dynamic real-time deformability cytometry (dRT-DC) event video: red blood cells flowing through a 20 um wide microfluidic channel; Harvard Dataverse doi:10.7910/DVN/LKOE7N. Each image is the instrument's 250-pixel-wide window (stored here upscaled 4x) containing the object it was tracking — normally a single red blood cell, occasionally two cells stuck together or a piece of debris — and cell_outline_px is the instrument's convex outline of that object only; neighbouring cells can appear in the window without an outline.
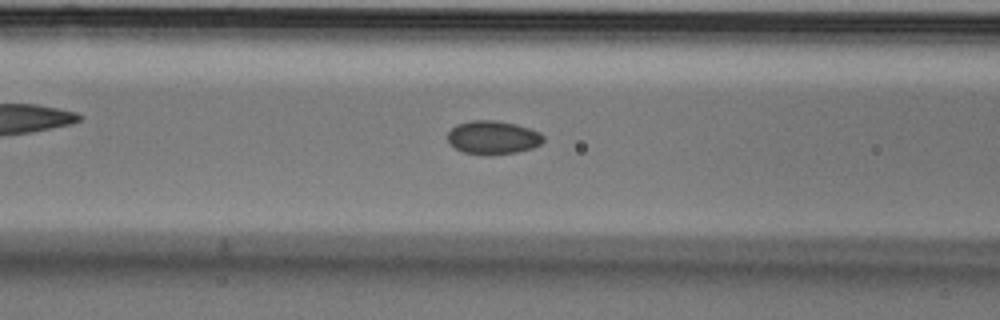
{"species": "Egyptian fruit bat (a non-hibernating species)", "species_latin": "Rousettus aegyptiacus", "temperature_condition": "cold", "stored_images_in_passage": 44, "camera_frame_rate_fps": 3000, "um_per_image_px": 0.085, "animal": {"sex": "male"}, "frame": {"image": 1, "passage_image": 18, "time_ms": 5.667, "image_size_px": [1000, 320], "cell_outline_px": [[544, 140], [540, 144], [532, 148], [516, 152], [488, 156], [484, 156], [464, 152], [448, 144], [448, 132], [456, 124], [472, 120], [496, 120], [516, 124], [540, 132], [544, 136]], "centroid_in_image_um": [41.88, 11.69], "position_along_channel_um": 124.7, "area_um2": 18.9}}
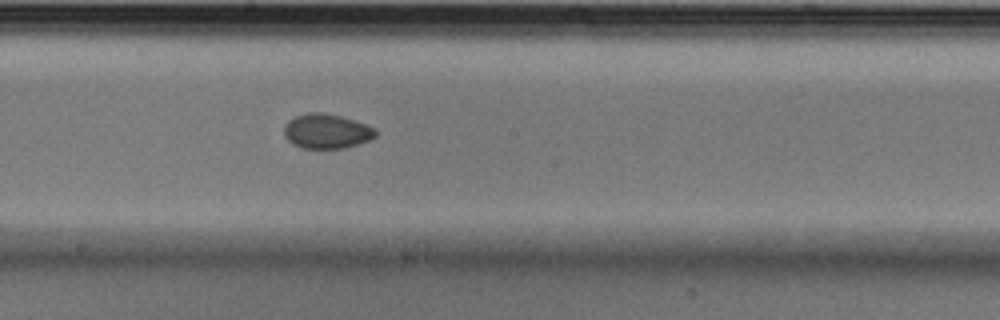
{"frame": {"image": 2, "passage_image": 26, "time_ms": 8.333, "image_size_px": [1000, 320], "cell_outline_px": [[376, 136], [368, 140], [344, 148], [300, 148], [292, 144], [284, 136], [284, 124], [288, 120], [296, 116], [308, 112], [324, 112], [340, 116], [364, 124], [372, 128], [376, 132]], "centroid_in_image_um": [27.69, 11.15], "position_along_channel_um": 220.5, "area_um2": 18.32}}
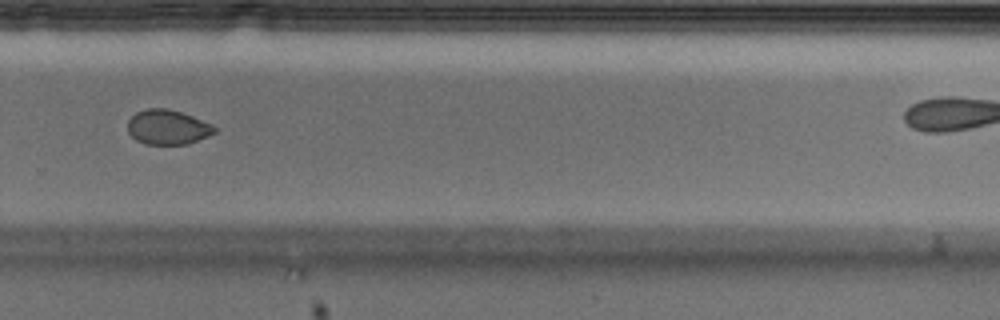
{"frame": {"image": 3, "passage_image": 34, "time_ms": 11.0, "image_size_px": [1000, 320], "cell_outline_px": [[216, 132], [208, 136], [188, 144], [144, 144], [136, 140], [128, 132], [128, 120], [136, 112], [144, 108], [168, 108], [192, 116], [212, 124], [216, 128]], "centroid_in_image_um": [14.24, 10.8], "position_along_channel_um": 315.6, "area_um2": 17.63}, "authors_computed_cell_mechanics": {"area_um2": 18.4093, "velocity_mm_per_s": 3.5865, "shape_relaxation_time_tau1_ms": 6.312, "shape_relaxation_time_tau2_ms": 4.2326, "deformation_change_tau1": 0.0798, "deformation_change_tau2": 0.0483}}